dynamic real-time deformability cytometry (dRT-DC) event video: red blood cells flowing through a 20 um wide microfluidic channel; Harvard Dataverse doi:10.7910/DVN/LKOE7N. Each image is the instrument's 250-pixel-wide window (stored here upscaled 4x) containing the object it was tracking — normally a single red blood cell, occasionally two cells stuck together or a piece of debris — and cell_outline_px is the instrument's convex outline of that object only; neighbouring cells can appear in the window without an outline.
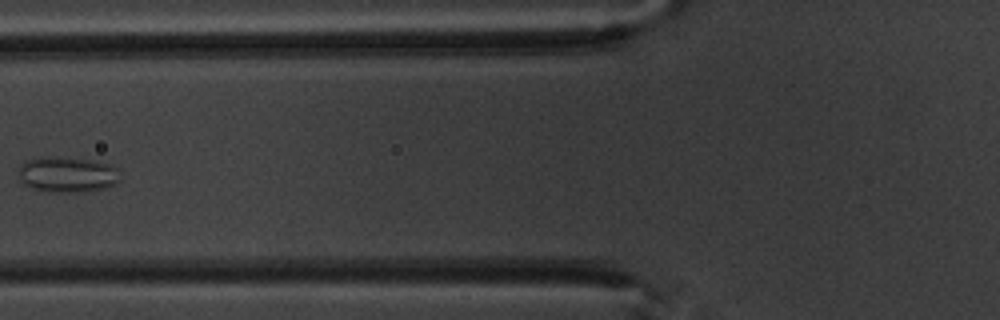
{"species": "common noctule bat (a hibernating species)", "species_latin": "Nyctalus noctula", "temperature_condition": "warm", "stored_images_in_passage": 5, "camera_frame_rate_fps": 3000, "um_per_image_px": 0.085, "animal": {"sex": "male", "body_mass_g": 20.1, "forearm_length_mm": 53.5}, "frame": {"image": 1, "passage_image": 4, "time_ms": 3.667, "image_size_px": [1000, 320], "cell_outline_px": [[120, 180], [116, 184], [104, 188], [84, 192], [56, 192], [32, 188], [24, 184], [20, 180], [16, 172], [16, 168], [20, 164], [28, 160], [40, 156], [56, 156], [92, 160], [108, 164], [116, 168]], "centroid_in_image_um": [5.66, 14.82], "position_along_channel_um": 120.1, "area_um2": 21.39}}
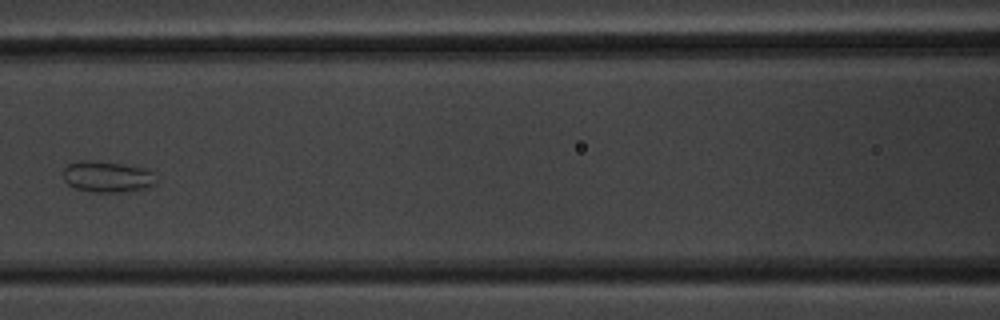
{"frame": {"image": 2, "passage_image": 5, "time_ms": 4.667, "image_size_px": [1000, 320], "cell_outline_px": [[156, 184], [144, 188], [120, 192], [92, 192], [76, 188], [68, 184], [64, 180], [64, 168], [68, 164], [80, 160], [92, 160], [120, 164], [144, 168], [152, 172]], "centroid_in_image_um": [9.08, 15.02], "position_along_channel_um": 157.5, "area_um2": 16.65}}